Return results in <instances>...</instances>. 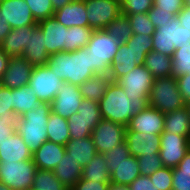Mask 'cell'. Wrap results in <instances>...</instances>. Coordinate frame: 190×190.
I'll return each mask as SVG.
<instances>
[{
    "label": "cell",
    "mask_w": 190,
    "mask_h": 190,
    "mask_svg": "<svg viewBox=\"0 0 190 190\" xmlns=\"http://www.w3.org/2000/svg\"><path fill=\"white\" fill-rule=\"evenodd\" d=\"M46 65L56 77L77 86L96 75L91 70V54L86 47L52 54Z\"/></svg>",
    "instance_id": "cell-1"
},
{
    "label": "cell",
    "mask_w": 190,
    "mask_h": 190,
    "mask_svg": "<svg viewBox=\"0 0 190 190\" xmlns=\"http://www.w3.org/2000/svg\"><path fill=\"white\" fill-rule=\"evenodd\" d=\"M148 106V100H130L122 86L111 82L99 101L102 119L127 126L130 119Z\"/></svg>",
    "instance_id": "cell-2"
},
{
    "label": "cell",
    "mask_w": 190,
    "mask_h": 190,
    "mask_svg": "<svg viewBox=\"0 0 190 190\" xmlns=\"http://www.w3.org/2000/svg\"><path fill=\"white\" fill-rule=\"evenodd\" d=\"M51 103L41 102L34 110L27 111L17 119L16 131L34 153L47 139V123Z\"/></svg>",
    "instance_id": "cell-3"
},
{
    "label": "cell",
    "mask_w": 190,
    "mask_h": 190,
    "mask_svg": "<svg viewBox=\"0 0 190 190\" xmlns=\"http://www.w3.org/2000/svg\"><path fill=\"white\" fill-rule=\"evenodd\" d=\"M119 45L120 43L109 35L105 29L92 32L86 49L91 54V70L95 74L109 75L110 66Z\"/></svg>",
    "instance_id": "cell-4"
},
{
    "label": "cell",
    "mask_w": 190,
    "mask_h": 190,
    "mask_svg": "<svg viewBox=\"0 0 190 190\" xmlns=\"http://www.w3.org/2000/svg\"><path fill=\"white\" fill-rule=\"evenodd\" d=\"M148 105L164 114L184 108L183 100L174 76L155 78L148 96Z\"/></svg>",
    "instance_id": "cell-5"
},
{
    "label": "cell",
    "mask_w": 190,
    "mask_h": 190,
    "mask_svg": "<svg viewBox=\"0 0 190 190\" xmlns=\"http://www.w3.org/2000/svg\"><path fill=\"white\" fill-rule=\"evenodd\" d=\"M152 51L172 57L176 49L190 45V31L180 25L175 17L160 28L155 29L152 35Z\"/></svg>",
    "instance_id": "cell-6"
},
{
    "label": "cell",
    "mask_w": 190,
    "mask_h": 190,
    "mask_svg": "<svg viewBox=\"0 0 190 190\" xmlns=\"http://www.w3.org/2000/svg\"><path fill=\"white\" fill-rule=\"evenodd\" d=\"M37 166L33 160L0 162V181L12 190H31Z\"/></svg>",
    "instance_id": "cell-7"
},
{
    "label": "cell",
    "mask_w": 190,
    "mask_h": 190,
    "mask_svg": "<svg viewBox=\"0 0 190 190\" xmlns=\"http://www.w3.org/2000/svg\"><path fill=\"white\" fill-rule=\"evenodd\" d=\"M63 83L47 65H41L33 66L28 86L34 90L39 101L51 103Z\"/></svg>",
    "instance_id": "cell-8"
},
{
    "label": "cell",
    "mask_w": 190,
    "mask_h": 190,
    "mask_svg": "<svg viewBox=\"0 0 190 190\" xmlns=\"http://www.w3.org/2000/svg\"><path fill=\"white\" fill-rule=\"evenodd\" d=\"M154 79L144 65H138L116 82L122 86L128 99L148 100Z\"/></svg>",
    "instance_id": "cell-9"
},
{
    "label": "cell",
    "mask_w": 190,
    "mask_h": 190,
    "mask_svg": "<svg viewBox=\"0 0 190 190\" xmlns=\"http://www.w3.org/2000/svg\"><path fill=\"white\" fill-rule=\"evenodd\" d=\"M88 25L93 30L105 29L121 15L120 0H84Z\"/></svg>",
    "instance_id": "cell-10"
},
{
    "label": "cell",
    "mask_w": 190,
    "mask_h": 190,
    "mask_svg": "<svg viewBox=\"0 0 190 190\" xmlns=\"http://www.w3.org/2000/svg\"><path fill=\"white\" fill-rule=\"evenodd\" d=\"M126 126L102 119L93 129L91 137L97 153L105 154L125 141Z\"/></svg>",
    "instance_id": "cell-11"
},
{
    "label": "cell",
    "mask_w": 190,
    "mask_h": 190,
    "mask_svg": "<svg viewBox=\"0 0 190 190\" xmlns=\"http://www.w3.org/2000/svg\"><path fill=\"white\" fill-rule=\"evenodd\" d=\"M160 139L159 156L164 167H177L190 149V137L163 131L160 134Z\"/></svg>",
    "instance_id": "cell-12"
},
{
    "label": "cell",
    "mask_w": 190,
    "mask_h": 190,
    "mask_svg": "<svg viewBox=\"0 0 190 190\" xmlns=\"http://www.w3.org/2000/svg\"><path fill=\"white\" fill-rule=\"evenodd\" d=\"M83 97L77 85L64 82L51 102V110L53 113L68 119L74 113H77Z\"/></svg>",
    "instance_id": "cell-13"
},
{
    "label": "cell",
    "mask_w": 190,
    "mask_h": 190,
    "mask_svg": "<svg viewBox=\"0 0 190 190\" xmlns=\"http://www.w3.org/2000/svg\"><path fill=\"white\" fill-rule=\"evenodd\" d=\"M44 33L45 48L49 55L68 52V28L59 23L54 17L47 18L37 23Z\"/></svg>",
    "instance_id": "cell-14"
},
{
    "label": "cell",
    "mask_w": 190,
    "mask_h": 190,
    "mask_svg": "<svg viewBox=\"0 0 190 190\" xmlns=\"http://www.w3.org/2000/svg\"><path fill=\"white\" fill-rule=\"evenodd\" d=\"M0 17L8 22L11 29L37 25L25 0H2Z\"/></svg>",
    "instance_id": "cell-15"
},
{
    "label": "cell",
    "mask_w": 190,
    "mask_h": 190,
    "mask_svg": "<svg viewBox=\"0 0 190 190\" xmlns=\"http://www.w3.org/2000/svg\"><path fill=\"white\" fill-rule=\"evenodd\" d=\"M164 118L165 114L163 112L148 105L130 119L126 130L160 135L164 131Z\"/></svg>",
    "instance_id": "cell-16"
},
{
    "label": "cell",
    "mask_w": 190,
    "mask_h": 190,
    "mask_svg": "<svg viewBox=\"0 0 190 190\" xmlns=\"http://www.w3.org/2000/svg\"><path fill=\"white\" fill-rule=\"evenodd\" d=\"M147 53L134 52L126 44H120L110 66L109 76L112 82L128 74L138 65H143Z\"/></svg>",
    "instance_id": "cell-17"
},
{
    "label": "cell",
    "mask_w": 190,
    "mask_h": 190,
    "mask_svg": "<svg viewBox=\"0 0 190 190\" xmlns=\"http://www.w3.org/2000/svg\"><path fill=\"white\" fill-rule=\"evenodd\" d=\"M33 65L23 57H10L1 80V86L15 89L28 85Z\"/></svg>",
    "instance_id": "cell-18"
},
{
    "label": "cell",
    "mask_w": 190,
    "mask_h": 190,
    "mask_svg": "<svg viewBox=\"0 0 190 190\" xmlns=\"http://www.w3.org/2000/svg\"><path fill=\"white\" fill-rule=\"evenodd\" d=\"M125 142L128 145L130 154L136 158L139 156L159 155L160 135L126 130Z\"/></svg>",
    "instance_id": "cell-19"
},
{
    "label": "cell",
    "mask_w": 190,
    "mask_h": 190,
    "mask_svg": "<svg viewBox=\"0 0 190 190\" xmlns=\"http://www.w3.org/2000/svg\"><path fill=\"white\" fill-rule=\"evenodd\" d=\"M54 18L67 28L89 27L84 0H73L54 12Z\"/></svg>",
    "instance_id": "cell-20"
},
{
    "label": "cell",
    "mask_w": 190,
    "mask_h": 190,
    "mask_svg": "<svg viewBox=\"0 0 190 190\" xmlns=\"http://www.w3.org/2000/svg\"><path fill=\"white\" fill-rule=\"evenodd\" d=\"M66 150L65 146L45 141L33 154V163L38 170H54L61 162Z\"/></svg>",
    "instance_id": "cell-21"
},
{
    "label": "cell",
    "mask_w": 190,
    "mask_h": 190,
    "mask_svg": "<svg viewBox=\"0 0 190 190\" xmlns=\"http://www.w3.org/2000/svg\"><path fill=\"white\" fill-rule=\"evenodd\" d=\"M30 148L16 131L9 139L0 143V162H20L32 159Z\"/></svg>",
    "instance_id": "cell-22"
},
{
    "label": "cell",
    "mask_w": 190,
    "mask_h": 190,
    "mask_svg": "<svg viewBox=\"0 0 190 190\" xmlns=\"http://www.w3.org/2000/svg\"><path fill=\"white\" fill-rule=\"evenodd\" d=\"M44 39V33L36 25L31 35H29L28 44L21 57L25 58L33 66L46 65L50 55L45 48Z\"/></svg>",
    "instance_id": "cell-23"
},
{
    "label": "cell",
    "mask_w": 190,
    "mask_h": 190,
    "mask_svg": "<svg viewBox=\"0 0 190 190\" xmlns=\"http://www.w3.org/2000/svg\"><path fill=\"white\" fill-rule=\"evenodd\" d=\"M110 184L129 186L140 174L137 158L128 157L120 164H107Z\"/></svg>",
    "instance_id": "cell-24"
},
{
    "label": "cell",
    "mask_w": 190,
    "mask_h": 190,
    "mask_svg": "<svg viewBox=\"0 0 190 190\" xmlns=\"http://www.w3.org/2000/svg\"><path fill=\"white\" fill-rule=\"evenodd\" d=\"M35 26H25L17 29H11L10 33L0 43V48L10 57H21L25 50L29 35Z\"/></svg>",
    "instance_id": "cell-25"
},
{
    "label": "cell",
    "mask_w": 190,
    "mask_h": 190,
    "mask_svg": "<svg viewBox=\"0 0 190 190\" xmlns=\"http://www.w3.org/2000/svg\"><path fill=\"white\" fill-rule=\"evenodd\" d=\"M66 153L84 168L97 155L92 137L70 139L65 146Z\"/></svg>",
    "instance_id": "cell-26"
},
{
    "label": "cell",
    "mask_w": 190,
    "mask_h": 190,
    "mask_svg": "<svg viewBox=\"0 0 190 190\" xmlns=\"http://www.w3.org/2000/svg\"><path fill=\"white\" fill-rule=\"evenodd\" d=\"M83 168L66 152L61 162L54 168L56 178L68 189L74 186L82 177Z\"/></svg>",
    "instance_id": "cell-27"
},
{
    "label": "cell",
    "mask_w": 190,
    "mask_h": 190,
    "mask_svg": "<svg viewBox=\"0 0 190 190\" xmlns=\"http://www.w3.org/2000/svg\"><path fill=\"white\" fill-rule=\"evenodd\" d=\"M164 123V131L190 137V112L187 106L166 113Z\"/></svg>",
    "instance_id": "cell-28"
},
{
    "label": "cell",
    "mask_w": 190,
    "mask_h": 190,
    "mask_svg": "<svg viewBox=\"0 0 190 190\" xmlns=\"http://www.w3.org/2000/svg\"><path fill=\"white\" fill-rule=\"evenodd\" d=\"M112 79L107 74H96L78 86L83 99L99 102L104 96Z\"/></svg>",
    "instance_id": "cell-29"
},
{
    "label": "cell",
    "mask_w": 190,
    "mask_h": 190,
    "mask_svg": "<svg viewBox=\"0 0 190 190\" xmlns=\"http://www.w3.org/2000/svg\"><path fill=\"white\" fill-rule=\"evenodd\" d=\"M13 112L21 117L27 111L34 110L41 103L34 90L28 86L12 89Z\"/></svg>",
    "instance_id": "cell-30"
},
{
    "label": "cell",
    "mask_w": 190,
    "mask_h": 190,
    "mask_svg": "<svg viewBox=\"0 0 190 190\" xmlns=\"http://www.w3.org/2000/svg\"><path fill=\"white\" fill-rule=\"evenodd\" d=\"M143 65L154 78L172 76V57L168 55L150 51L146 55Z\"/></svg>",
    "instance_id": "cell-31"
},
{
    "label": "cell",
    "mask_w": 190,
    "mask_h": 190,
    "mask_svg": "<svg viewBox=\"0 0 190 190\" xmlns=\"http://www.w3.org/2000/svg\"><path fill=\"white\" fill-rule=\"evenodd\" d=\"M47 139L50 142L66 146L70 140L68 119L51 112L47 123Z\"/></svg>",
    "instance_id": "cell-32"
},
{
    "label": "cell",
    "mask_w": 190,
    "mask_h": 190,
    "mask_svg": "<svg viewBox=\"0 0 190 190\" xmlns=\"http://www.w3.org/2000/svg\"><path fill=\"white\" fill-rule=\"evenodd\" d=\"M82 179L96 182H110V172L104 154L98 153L83 168Z\"/></svg>",
    "instance_id": "cell-33"
},
{
    "label": "cell",
    "mask_w": 190,
    "mask_h": 190,
    "mask_svg": "<svg viewBox=\"0 0 190 190\" xmlns=\"http://www.w3.org/2000/svg\"><path fill=\"white\" fill-rule=\"evenodd\" d=\"M105 30L120 44H126L133 35L129 18L122 14L115 18Z\"/></svg>",
    "instance_id": "cell-34"
},
{
    "label": "cell",
    "mask_w": 190,
    "mask_h": 190,
    "mask_svg": "<svg viewBox=\"0 0 190 190\" xmlns=\"http://www.w3.org/2000/svg\"><path fill=\"white\" fill-rule=\"evenodd\" d=\"M31 190H69L61 183L52 170H37Z\"/></svg>",
    "instance_id": "cell-35"
},
{
    "label": "cell",
    "mask_w": 190,
    "mask_h": 190,
    "mask_svg": "<svg viewBox=\"0 0 190 190\" xmlns=\"http://www.w3.org/2000/svg\"><path fill=\"white\" fill-rule=\"evenodd\" d=\"M99 122L100 121H84L82 118L78 117V113H74L68 118L70 139L90 137L93 129Z\"/></svg>",
    "instance_id": "cell-36"
},
{
    "label": "cell",
    "mask_w": 190,
    "mask_h": 190,
    "mask_svg": "<svg viewBox=\"0 0 190 190\" xmlns=\"http://www.w3.org/2000/svg\"><path fill=\"white\" fill-rule=\"evenodd\" d=\"M172 76L190 74V45L181 46L172 55Z\"/></svg>",
    "instance_id": "cell-37"
},
{
    "label": "cell",
    "mask_w": 190,
    "mask_h": 190,
    "mask_svg": "<svg viewBox=\"0 0 190 190\" xmlns=\"http://www.w3.org/2000/svg\"><path fill=\"white\" fill-rule=\"evenodd\" d=\"M93 31L94 30L90 27L68 28V52L86 47Z\"/></svg>",
    "instance_id": "cell-38"
},
{
    "label": "cell",
    "mask_w": 190,
    "mask_h": 190,
    "mask_svg": "<svg viewBox=\"0 0 190 190\" xmlns=\"http://www.w3.org/2000/svg\"><path fill=\"white\" fill-rule=\"evenodd\" d=\"M25 2L28 4L37 23L47 18L54 17L55 11L51 0H25Z\"/></svg>",
    "instance_id": "cell-39"
},
{
    "label": "cell",
    "mask_w": 190,
    "mask_h": 190,
    "mask_svg": "<svg viewBox=\"0 0 190 190\" xmlns=\"http://www.w3.org/2000/svg\"><path fill=\"white\" fill-rule=\"evenodd\" d=\"M129 18L133 34L153 35L155 27L147 13L125 15Z\"/></svg>",
    "instance_id": "cell-40"
},
{
    "label": "cell",
    "mask_w": 190,
    "mask_h": 190,
    "mask_svg": "<svg viewBox=\"0 0 190 190\" xmlns=\"http://www.w3.org/2000/svg\"><path fill=\"white\" fill-rule=\"evenodd\" d=\"M121 14L133 15L147 13L154 5L153 0H120Z\"/></svg>",
    "instance_id": "cell-41"
},
{
    "label": "cell",
    "mask_w": 190,
    "mask_h": 190,
    "mask_svg": "<svg viewBox=\"0 0 190 190\" xmlns=\"http://www.w3.org/2000/svg\"><path fill=\"white\" fill-rule=\"evenodd\" d=\"M140 174L150 176L157 170L164 167L159 155H147L137 157Z\"/></svg>",
    "instance_id": "cell-42"
},
{
    "label": "cell",
    "mask_w": 190,
    "mask_h": 190,
    "mask_svg": "<svg viewBox=\"0 0 190 190\" xmlns=\"http://www.w3.org/2000/svg\"><path fill=\"white\" fill-rule=\"evenodd\" d=\"M78 117L84 121H101V113L99 108V102L92 101L89 99H83L81 106L79 107Z\"/></svg>",
    "instance_id": "cell-43"
},
{
    "label": "cell",
    "mask_w": 190,
    "mask_h": 190,
    "mask_svg": "<svg viewBox=\"0 0 190 190\" xmlns=\"http://www.w3.org/2000/svg\"><path fill=\"white\" fill-rule=\"evenodd\" d=\"M134 52L149 53L152 51V35L133 34L126 43Z\"/></svg>",
    "instance_id": "cell-44"
},
{
    "label": "cell",
    "mask_w": 190,
    "mask_h": 190,
    "mask_svg": "<svg viewBox=\"0 0 190 190\" xmlns=\"http://www.w3.org/2000/svg\"><path fill=\"white\" fill-rule=\"evenodd\" d=\"M150 180L159 190H172V168L163 167L150 175Z\"/></svg>",
    "instance_id": "cell-45"
},
{
    "label": "cell",
    "mask_w": 190,
    "mask_h": 190,
    "mask_svg": "<svg viewBox=\"0 0 190 190\" xmlns=\"http://www.w3.org/2000/svg\"><path fill=\"white\" fill-rule=\"evenodd\" d=\"M107 164H120L131 156L127 143L124 141L120 145L115 146L112 150L104 154Z\"/></svg>",
    "instance_id": "cell-46"
},
{
    "label": "cell",
    "mask_w": 190,
    "mask_h": 190,
    "mask_svg": "<svg viewBox=\"0 0 190 190\" xmlns=\"http://www.w3.org/2000/svg\"><path fill=\"white\" fill-rule=\"evenodd\" d=\"M13 112L12 89L0 87V118H8Z\"/></svg>",
    "instance_id": "cell-47"
},
{
    "label": "cell",
    "mask_w": 190,
    "mask_h": 190,
    "mask_svg": "<svg viewBox=\"0 0 190 190\" xmlns=\"http://www.w3.org/2000/svg\"><path fill=\"white\" fill-rule=\"evenodd\" d=\"M18 116L15 113H12L8 118H0V143H3L5 140L16 132Z\"/></svg>",
    "instance_id": "cell-48"
},
{
    "label": "cell",
    "mask_w": 190,
    "mask_h": 190,
    "mask_svg": "<svg viewBox=\"0 0 190 190\" xmlns=\"http://www.w3.org/2000/svg\"><path fill=\"white\" fill-rule=\"evenodd\" d=\"M172 175V190H190V173L181 172L178 167H174Z\"/></svg>",
    "instance_id": "cell-49"
},
{
    "label": "cell",
    "mask_w": 190,
    "mask_h": 190,
    "mask_svg": "<svg viewBox=\"0 0 190 190\" xmlns=\"http://www.w3.org/2000/svg\"><path fill=\"white\" fill-rule=\"evenodd\" d=\"M154 6L158 8V11H164L171 13L175 16L183 9L185 6L184 0H153Z\"/></svg>",
    "instance_id": "cell-50"
},
{
    "label": "cell",
    "mask_w": 190,
    "mask_h": 190,
    "mask_svg": "<svg viewBox=\"0 0 190 190\" xmlns=\"http://www.w3.org/2000/svg\"><path fill=\"white\" fill-rule=\"evenodd\" d=\"M147 14H148V17L150 18V21L153 23L155 29L160 28L165 23H168L169 21H171L173 18L176 17L175 15L171 13L158 11V8L155 7L154 5L147 12Z\"/></svg>",
    "instance_id": "cell-51"
},
{
    "label": "cell",
    "mask_w": 190,
    "mask_h": 190,
    "mask_svg": "<svg viewBox=\"0 0 190 190\" xmlns=\"http://www.w3.org/2000/svg\"><path fill=\"white\" fill-rule=\"evenodd\" d=\"M110 182H92L86 179H80L69 190H109Z\"/></svg>",
    "instance_id": "cell-52"
},
{
    "label": "cell",
    "mask_w": 190,
    "mask_h": 190,
    "mask_svg": "<svg viewBox=\"0 0 190 190\" xmlns=\"http://www.w3.org/2000/svg\"><path fill=\"white\" fill-rule=\"evenodd\" d=\"M130 190H159L150 180V176L139 175L130 185Z\"/></svg>",
    "instance_id": "cell-53"
},
{
    "label": "cell",
    "mask_w": 190,
    "mask_h": 190,
    "mask_svg": "<svg viewBox=\"0 0 190 190\" xmlns=\"http://www.w3.org/2000/svg\"><path fill=\"white\" fill-rule=\"evenodd\" d=\"M177 79L178 90L186 104L190 103V74H183Z\"/></svg>",
    "instance_id": "cell-54"
},
{
    "label": "cell",
    "mask_w": 190,
    "mask_h": 190,
    "mask_svg": "<svg viewBox=\"0 0 190 190\" xmlns=\"http://www.w3.org/2000/svg\"><path fill=\"white\" fill-rule=\"evenodd\" d=\"M176 17L178 18L180 25L183 26L184 29L190 31V6L185 5Z\"/></svg>",
    "instance_id": "cell-55"
},
{
    "label": "cell",
    "mask_w": 190,
    "mask_h": 190,
    "mask_svg": "<svg viewBox=\"0 0 190 190\" xmlns=\"http://www.w3.org/2000/svg\"><path fill=\"white\" fill-rule=\"evenodd\" d=\"M10 31L11 27L8 22L0 17V43L6 38Z\"/></svg>",
    "instance_id": "cell-56"
},
{
    "label": "cell",
    "mask_w": 190,
    "mask_h": 190,
    "mask_svg": "<svg viewBox=\"0 0 190 190\" xmlns=\"http://www.w3.org/2000/svg\"><path fill=\"white\" fill-rule=\"evenodd\" d=\"M9 59L10 56L3 52L0 48V79L7 69Z\"/></svg>",
    "instance_id": "cell-57"
},
{
    "label": "cell",
    "mask_w": 190,
    "mask_h": 190,
    "mask_svg": "<svg viewBox=\"0 0 190 190\" xmlns=\"http://www.w3.org/2000/svg\"><path fill=\"white\" fill-rule=\"evenodd\" d=\"M177 167L181 170V172L190 173V149Z\"/></svg>",
    "instance_id": "cell-58"
},
{
    "label": "cell",
    "mask_w": 190,
    "mask_h": 190,
    "mask_svg": "<svg viewBox=\"0 0 190 190\" xmlns=\"http://www.w3.org/2000/svg\"><path fill=\"white\" fill-rule=\"evenodd\" d=\"M73 0H51L52 6L54 11L64 7L65 5L69 4Z\"/></svg>",
    "instance_id": "cell-59"
},
{
    "label": "cell",
    "mask_w": 190,
    "mask_h": 190,
    "mask_svg": "<svg viewBox=\"0 0 190 190\" xmlns=\"http://www.w3.org/2000/svg\"><path fill=\"white\" fill-rule=\"evenodd\" d=\"M109 190H130L129 186L110 184Z\"/></svg>",
    "instance_id": "cell-60"
},
{
    "label": "cell",
    "mask_w": 190,
    "mask_h": 190,
    "mask_svg": "<svg viewBox=\"0 0 190 190\" xmlns=\"http://www.w3.org/2000/svg\"><path fill=\"white\" fill-rule=\"evenodd\" d=\"M0 190H12V189L0 181Z\"/></svg>",
    "instance_id": "cell-61"
},
{
    "label": "cell",
    "mask_w": 190,
    "mask_h": 190,
    "mask_svg": "<svg viewBox=\"0 0 190 190\" xmlns=\"http://www.w3.org/2000/svg\"><path fill=\"white\" fill-rule=\"evenodd\" d=\"M184 4L190 6V0H184Z\"/></svg>",
    "instance_id": "cell-62"
},
{
    "label": "cell",
    "mask_w": 190,
    "mask_h": 190,
    "mask_svg": "<svg viewBox=\"0 0 190 190\" xmlns=\"http://www.w3.org/2000/svg\"><path fill=\"white\" fill-rule=\"evenodd\" d=\"M186 106L188 107L189 112H190V103H188Z\"/></svg>",
    "instance_id": "cell-63"
}]
</instances>
